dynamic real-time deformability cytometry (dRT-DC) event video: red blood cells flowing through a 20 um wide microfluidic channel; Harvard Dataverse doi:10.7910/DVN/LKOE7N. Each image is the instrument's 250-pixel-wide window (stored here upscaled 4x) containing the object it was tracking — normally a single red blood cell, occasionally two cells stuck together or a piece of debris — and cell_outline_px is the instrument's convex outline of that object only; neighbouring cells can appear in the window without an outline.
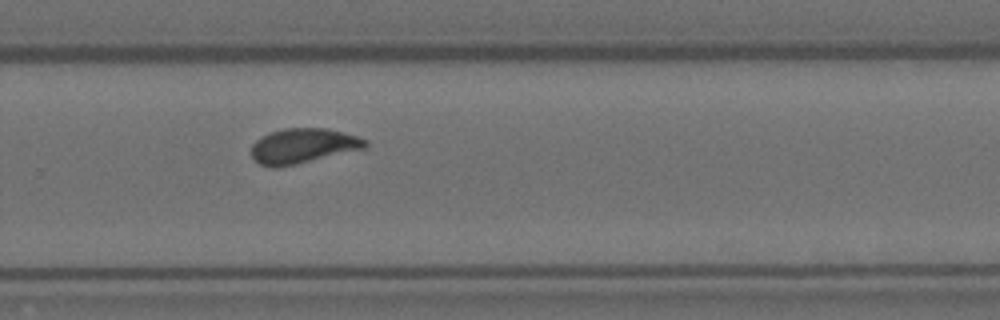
{"species": "Egyptian fruit bat (a non-hibernating species)", "species_latin": "Rousettus aegyptiacus", "temperature_condition": "room temperature", "stored_images_in_passage": 10, "camera_frame_rate_fps": 3000, "um_per_image_px": 0.085, "animal": {"sex": "female"}, "frame": {"image": 1, "passage_image": 10, "time_ms": 3.0, "image_size_px": [1000, 320], "cell_outline_px": [[368, 144], [364, 148], [296, 164], [276, 168], [272, 168], [260, 164], [252, 156], [252, 144], [260, 136], [268, 132], [284, 128], [328, 128], [344, 132], [368, 140]], "centroid_in_image_um": [25.73, 12.39], "position_along_channel_um": 304.1, "area_um2": 23.18}}